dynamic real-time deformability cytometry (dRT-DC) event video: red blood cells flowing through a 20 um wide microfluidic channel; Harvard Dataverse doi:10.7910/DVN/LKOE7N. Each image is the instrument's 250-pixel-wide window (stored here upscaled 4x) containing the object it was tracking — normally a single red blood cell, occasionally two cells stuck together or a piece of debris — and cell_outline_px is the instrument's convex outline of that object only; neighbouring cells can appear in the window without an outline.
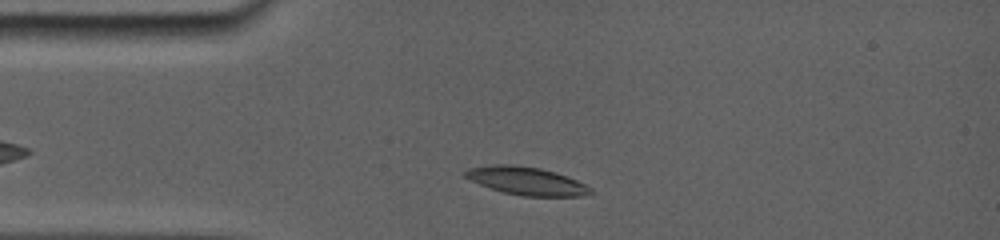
{"species": "common noctule bat (a hibernating species)", "species_latin": "Nyctalus noctula", "temperature_condition": "room temperature", "stored_images_in_passage": 28, "camera_frame_rate_fps": 5000, "um_per_image_px": 0.085, "animal": {"sex": "female", "body_mass_g": 19.0, "forearm_length_mm": 56.7}, "frame": {"image": 1, "passage_image": 5, "time_ms": 1.4, "image_size_px": [1000, 240], "cell_outline_px": [[596, 192], [588, 196], [520, 196], [504, 192], [480, 184], [464, 176], [460, 172], [468, 168], [496, 164], [508, 164], [540, 168], [576, 180], [592, 188]], "centroid_in_image_um": [44.76, 15.39], "position_along_channel_um": 40.2, "area_um2": 20.35}}
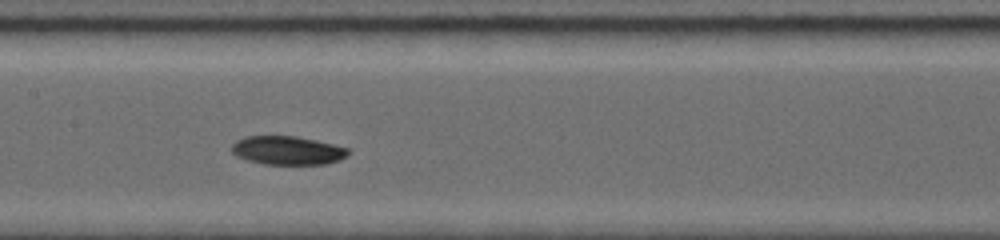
{"frame": {"image": 2, "passage_image": 17, "time_ms": 5.6, "image_size_px": [1000, 240], "cell_outline_px": [[348, 152], [340, 160], [324, 164], [264, 164], [248, 160], [236, 156], [232, 152], [232, 144], [236, 140], [248, 136], [296, 136], [332, 144], [348, 148]], "centroid_in_image_um": [24.4, 12.78], "position_along_channel_um": 183.0, "area_um2": 19.19}}
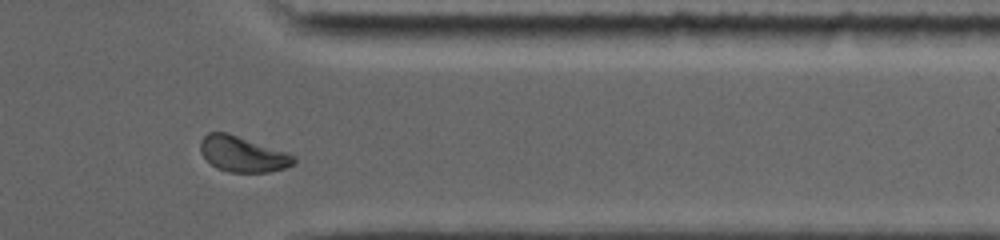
{"frame": {"image": 3, "passage_image": 26, "time_ms": 11.0, "image_size_px": [1000, 240], "cell_outline_px": [[296, 164], [284, 168], [268, 172], [228, 172], [216, 168], [200, 152], [200, 140], [208, 132], [228, 132], [288, 152], [296, 156]], "centroid_in_image_um": [20.65, 13.09], "position_along_channel_um": 390.7, "area_um2": 19.59}, "authors_computed_cell_mechanics": {"area_um2": 19.6809, "velocity_mm_per_s": 3.8488, "shape_relaxation_time_tau1_ms": 4.1937, "shape_relaxation_time_tau2_ms": null, "deformation_change_tau1": 0.0808, "deformation_change_tau2": null}}